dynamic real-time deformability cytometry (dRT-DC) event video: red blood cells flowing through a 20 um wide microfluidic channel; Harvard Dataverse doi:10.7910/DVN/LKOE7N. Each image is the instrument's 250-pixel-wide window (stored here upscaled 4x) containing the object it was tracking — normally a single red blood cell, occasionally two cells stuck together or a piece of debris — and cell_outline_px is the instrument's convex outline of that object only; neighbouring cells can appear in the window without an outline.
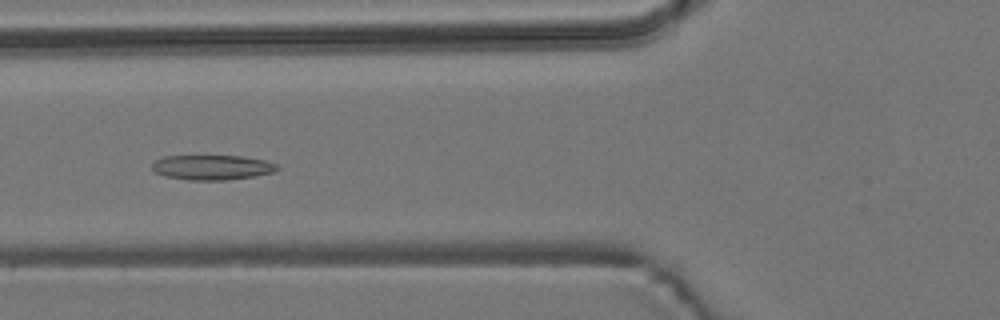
{"species": "common noctule bat (a hibernating species)", "species_latin": "Nyctalus noctula", "temperature_condition": "room temperature", "stored_images_in_passage": 54, "camera_frame_rate_fps": 3000, "um_per_image_px": 0.085, "animal": {"sex": "male", "body_mass_g": 19.2, "forearm_length_mm": 51.8}, "frame": {"image": 1, "passage_image": 20, "time_ms": 6.333, "image_size_px": [1000, 320], "cell_outline_px": [[280, 168], [272, 172], [256, 176], [224, 180], [188, 180], [164, 176], [156, 172], [152, 168], [152, 164], [156, 160], [164, 156], [244, 156], [264, 160], [276, 164]], "centroid_in_image_um": [18.03, 14.23], "position_along_channel_um": 107.8, "area_um2": 18.09}}
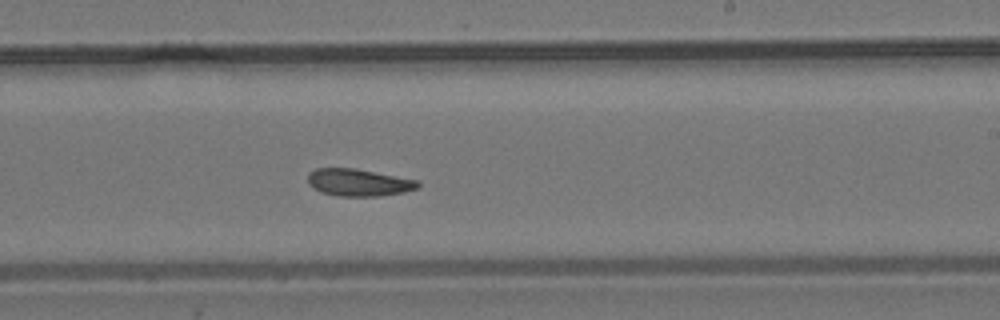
{"frame": {"image": 2, "passage_image": 32, "time_ms": 10.333, "image_size_px": [1000, 320], "cell_outline_px": [[420, 188], [404, 192], [380, 196], [336, 196], [320, 192], [312, 188], [308, 184], [308, 172], [316, 168], [356, 168], [420, 180]], "centroid_in_image_um": [30.49, 15.51], "position_along_channel_um": 258.5, "area_um2": 17.86}}
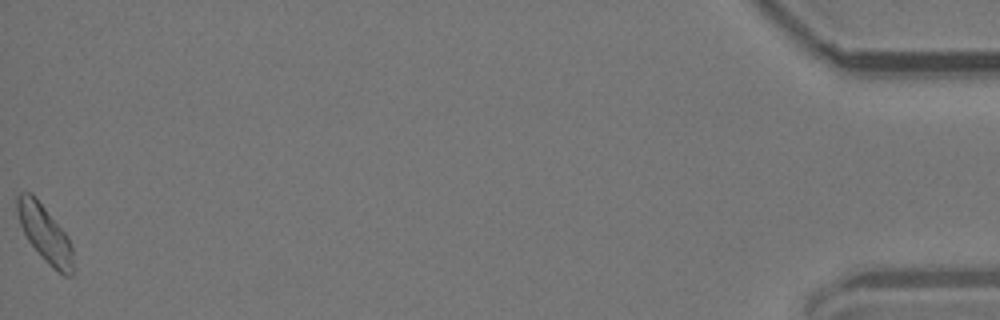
{"frame": {"image": 3, "passage_image": 54, "time_ms": 17.667, "image_size_px": [1000, 320], "cell_outline_px": [[76, 272], [72, 276], [64, 276], [52, 268], [44, 260], [28, 240], [20, 224], [16, 212], [16, 196], [20, 192], [32, 192], [36, 196], [68, 236], [72, 244], [76, 268]], "centroid_in_image_um": [3.86, 19.89], "position_along_channel_um": 431.3, "area_um2": 19.19}, "authors_computed_cell_mechanics": {"area_um2": 18.0914, "velocity_mm_per_s": 3.7713, "shape_relaxation_time_tau1_ms": 10.2892, "shape_relaxation_time_tau2_ms": 6.3454, "deformation_change_tau1": 0.168, "deformation_change_tau2": 0.1289}}